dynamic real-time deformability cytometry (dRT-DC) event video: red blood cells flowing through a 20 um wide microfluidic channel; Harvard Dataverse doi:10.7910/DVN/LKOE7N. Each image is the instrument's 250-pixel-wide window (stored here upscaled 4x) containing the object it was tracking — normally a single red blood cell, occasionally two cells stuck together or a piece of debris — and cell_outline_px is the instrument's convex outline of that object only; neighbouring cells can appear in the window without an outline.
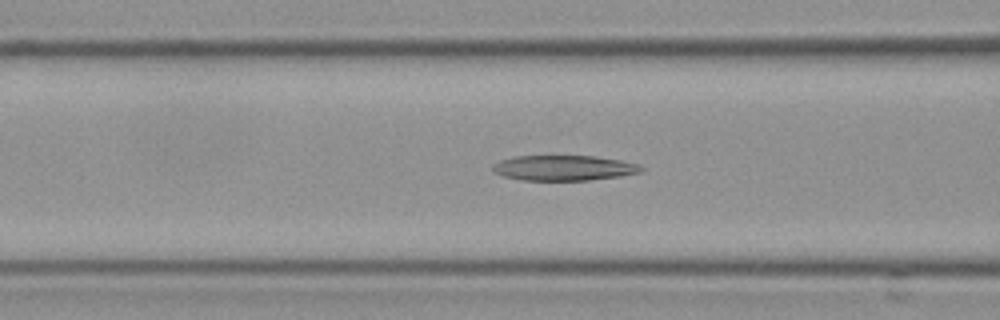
{"species": "Egyptian fruit bat (a non-hibernating species)", "species_latin": "Rousettus aegyptiacus", "temperature_condition": "cold", "stored_images_in_passage": 55, "camera_frame_rate_fps": 3000, "um_per_image_px": 0.085, "frame": {"image": 1, "passage_image": 22, "time_ms": 7.0, "image_size_px": [1000, 320], "cell_outline_px": [[644, 168], [640, 172], [620, 176], [588, 180], [520, 180], [504, 176], [492, 172], [492, 164], [500, 160], [516, 156], [592, 156], [620, 160], [636, 164]], "centroid_in_image_um": [47.86, 14.27], "position_along_channel_um": 118.7, "area_um2": 21.73}}
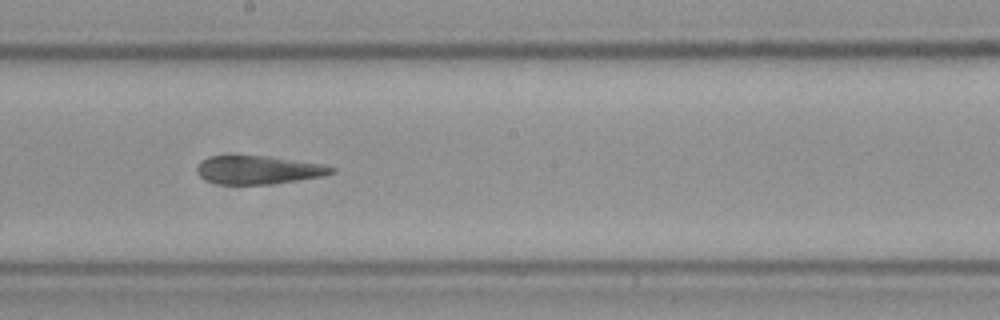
{"frame": {"image": 2, "passage_image": 31, "time_ms": 10.0, "image_size_px": [1000, 320], "cell_outline_px": [[336, 172], [320, 176], [272, 184], [216, 184], [204, 180], [196, 172], [196, 168], [204, 160], [212, 156], [268, 156], [320, 164], [336, 168]], "centroid_in_image_um": [21.94, 14.45], "position_along_channel_um": 226.3, "area_um2": 21.91}}
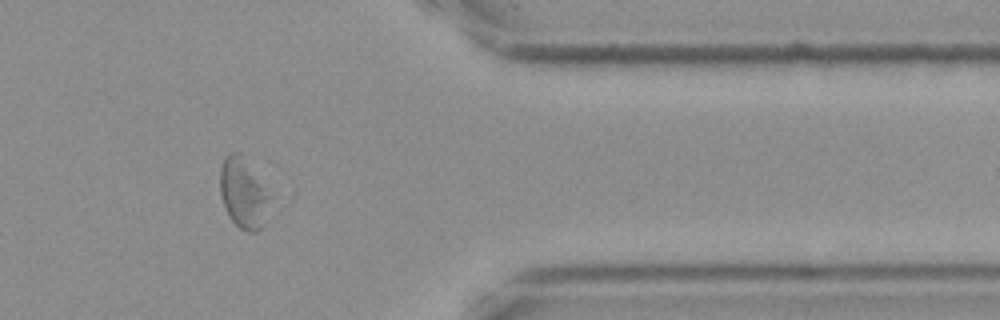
{"frame": {"image": 3, "passage_image": 46, "time_ms": 15.0, "image_size_px": [1000, 320], "cell_outline_px": [[272, 196], [264, 224], [256, 232], [248, 232], [240, 228], [228, 216], [224, 208], [220, 192], [220, 168], [224, 160], [232, 152], [240, 152]], "centroid_in_image_um": [20.69, 16.45], "position_along_channel_um": 390.7, "area_um2": 20.4}, "authors_computed_cell_mechanics": {"area_um2": 23.0044, "velocity_mm_per_s": 3.5741, "shape_relaxation_time_tau1_ms": null, "shape_relaxation_time_tau2_ms": 2.8478, "deformation_change_tau1": null, "deformation_change_tau2": 0.1201}}